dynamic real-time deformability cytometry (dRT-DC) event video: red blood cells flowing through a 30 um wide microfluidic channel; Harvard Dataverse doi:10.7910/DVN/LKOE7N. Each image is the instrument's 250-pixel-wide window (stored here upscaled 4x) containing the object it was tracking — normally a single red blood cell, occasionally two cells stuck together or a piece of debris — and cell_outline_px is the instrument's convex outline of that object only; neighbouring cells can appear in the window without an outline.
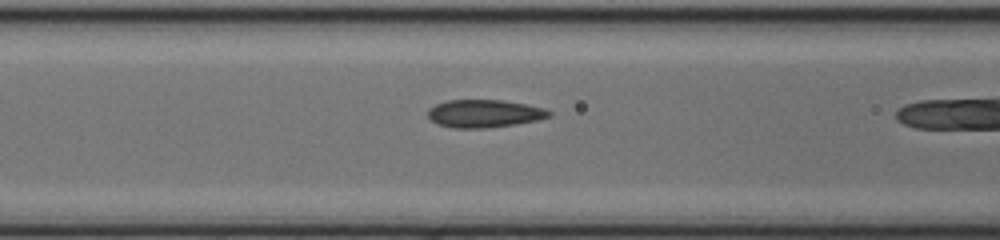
{"species": "common noctule bat (a hibernating species)", "species_latin": "Nyctalus noctula", "temperature_condition": "cold", "stored_images_in_passage": 19, "camera_frame_rate_fps": 3000, "um_per_image_px": 0.085, "animal": {"sex": "female", "body_mass_g": 17.0, "forearm_length_mm": 48.0}, "frame": {"image": 1, "passage_image": 18, "time_ms": 5.667, "image_size_px": [1000, 240], "cell_outline_px": [[552, 116], [536, 120], [512, 124], [484, 128], [452, 128], [436, 124], [428, 116], [428, 108], [436, 104], [448, 100], [504, 100], [544, 108], [552, 112]], "centroid_in_image_um": [41.14, 9.65], "position_along_channel_um": 125.5, "area_um2": 19.54}}